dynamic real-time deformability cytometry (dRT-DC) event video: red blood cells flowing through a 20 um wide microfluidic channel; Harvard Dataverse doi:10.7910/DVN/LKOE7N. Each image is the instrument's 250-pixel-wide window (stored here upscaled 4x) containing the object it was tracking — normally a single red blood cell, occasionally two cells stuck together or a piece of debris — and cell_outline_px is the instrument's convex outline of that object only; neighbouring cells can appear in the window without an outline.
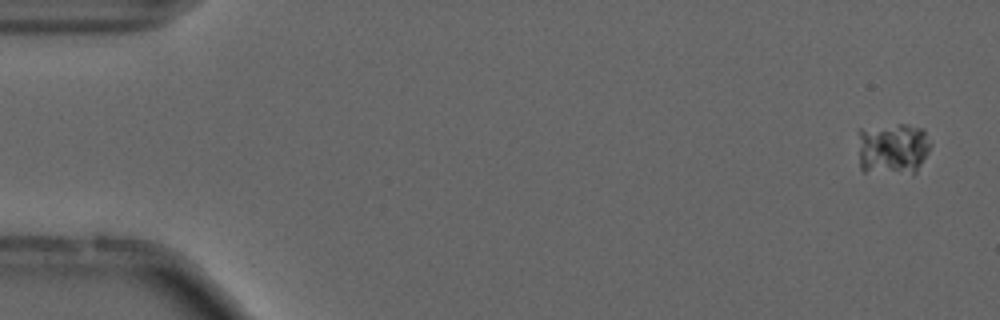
{"species": "common noctule bat (a hibernating species)", "species_latin": "Nyctalus noctula", "temperature_condition": "cold", "stored_images_in_passage": 56, "camera_frame_rate_fps": 3000, "um_per_image_px": 0.085, "animal": {"sex": "male", "forearm_length_mm": 52.5}, "frame": {"image": 1, "passage_image": 3, "time_ms": 0.667, "image_size_px": [1000, 320], "cell_outline_px": [[932, 144], [928, 152], [916, 172], [912, 176], [864, 172], [860, 168], [856, 132], [860, 128], [900, 124], [904, 124], [924, 128]], "centroid_in_image_um": [75.86, 12.66], "position_along_channel_um": 9.1, "area_um2": 23.12}}
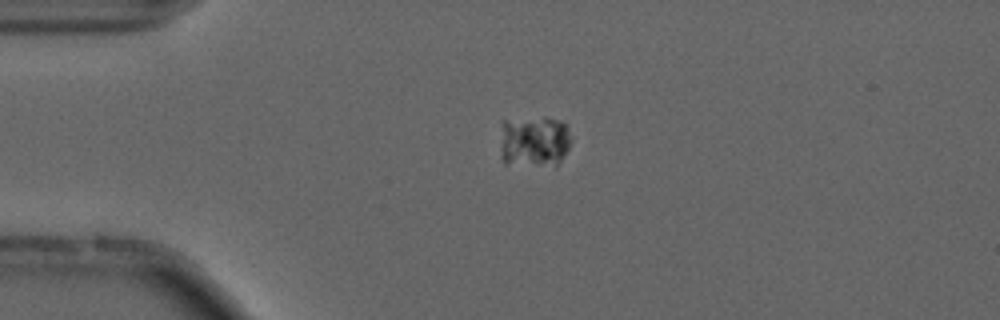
{"frame": {"image": 2, "passage_image": 14, "time_ms": 4.333, "image_size_px": [1000, 320], "cell_outline_px": [[572, 140], [568, 148], [556, 168], [504, 164], [500, 156], [500, 120], [544, 116], [560, 120], [564, 124]], "centroid_in_image_um": [45.35, 12.04], "position_along_channel_um": 39.6, "area_um2": 22.54}}